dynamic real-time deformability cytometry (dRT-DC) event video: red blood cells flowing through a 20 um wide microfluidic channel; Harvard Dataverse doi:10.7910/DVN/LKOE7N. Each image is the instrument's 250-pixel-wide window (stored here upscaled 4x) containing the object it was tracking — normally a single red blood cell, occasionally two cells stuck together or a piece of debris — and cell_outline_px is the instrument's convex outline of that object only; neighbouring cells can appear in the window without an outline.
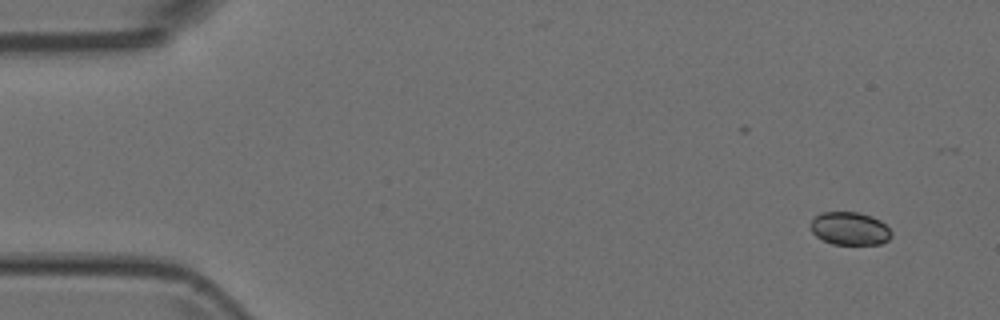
{"species": "Egyptian fruit bat (a non-hibernating species)", "species_latin": "Rousettus aegyptiacus", "temperature_condition": "room temperature", "stored_images_in_passage": 7, "camera_frame_rate_fps": 3000, "um_per_image_px": 0.085, "animal": {"sex": "female"}, "frame": {"image": 1, "passage_image": 2, "time_ms": 0.333, "image_size_px": [1000, 320], "cell_outline_px": [[892, 236], [888, 240], [880, 244], [832, 244], [816, 236], [812, 232], [808, 224], [820, 212], [860, 212], [872, 216], [880, 220], [892, 232]], "centroid_in_image_um": [72.22, 19.42], "position_along_channel_um": 12.8, "area_um2": 15.66}}
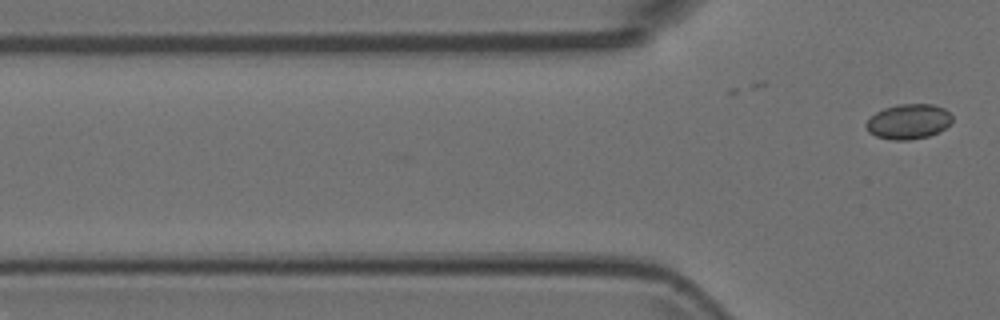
{"frame": {"image": 2, "passage_image": 7, "time_ms": 2.0, "image_size_px": [1000, 320], "cell_outline_px": [[952, 120], [940, 132], [928, 136], [908, 140], [892, 140], [876, 136], [868, 132], [864, 124], [876, 112], [884, 108], [896, 104], [932, 104], [944, 108], [952, 116]], "centroid_in_image_um": [77.2, 10.33], "position_along_channel_um": 48.6, "area_um2": 17.57}}